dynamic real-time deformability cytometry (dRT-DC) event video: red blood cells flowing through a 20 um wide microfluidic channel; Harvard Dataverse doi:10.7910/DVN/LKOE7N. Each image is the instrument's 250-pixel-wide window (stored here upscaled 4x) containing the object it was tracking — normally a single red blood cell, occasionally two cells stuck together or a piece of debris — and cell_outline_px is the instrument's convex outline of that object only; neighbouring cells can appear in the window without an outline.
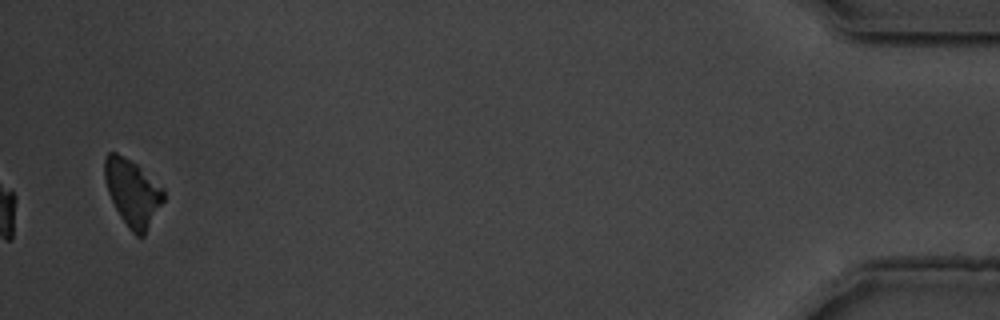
{"species": "common noctule bat (a hibernating species)", "species_latin": "Nyctalus noctula", "temperature_condition": "warm", "stored_images_in_passage": 41, "camera_frame_rate_fps": 3000, "um_per_image_px": 0.085, "animal": {"sex": "male", "body_mass_g": 19.5, "forearm_length_mm": 54.6}, "frame": {"image": 1, "passage_image": 41, "time_ms": 13.333, "image_size_px": [1000, 320], "cell_outline_px": [[164, 200], [144, 236], [136, 236], [128, 228], [120, 216], [108, 192], [104, 176], [104, 160], [108, 152], [116, 152], [136, 164], [164, 188]], "centroid_in_image_um": [11.27, 16.38], "position_along_channel_um": 423.9, "area_um2": 22.66}, "authors_computed_cell_mechanics": {"area_um2": 26.1256, "velocity_mm_per_s": 3.6581, "shape_relaxation_time_tau1_ms": null, "shape_relaxation_time_tau2_ms": 2.9463, "deformation_change_tau1": null, "deformation_change_tau2": 0.0742}}